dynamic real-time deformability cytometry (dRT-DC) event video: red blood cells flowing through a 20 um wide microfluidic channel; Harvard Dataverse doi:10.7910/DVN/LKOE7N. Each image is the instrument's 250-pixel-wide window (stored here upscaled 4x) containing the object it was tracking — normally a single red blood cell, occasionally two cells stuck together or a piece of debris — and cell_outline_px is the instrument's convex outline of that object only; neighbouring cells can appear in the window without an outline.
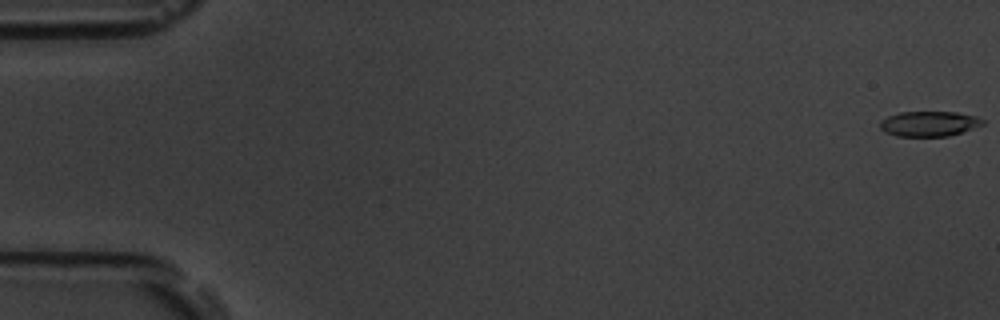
{"species": "common noctule bat (a hibernating species)", "species_latin": "Nyctalus noctula", "temperature_condition": "room temperature", "stored_images_in_passage": 57, "camera_frame_rate_fps": 3000, "um_per_image_px": 0.085, "animal": {"sex": "male", "body_mass_g": 19.5, "forearm_length_mm": 54.6}, "frame": {"image": 1, "passage_image": 1, "time_ms": 0.0, "image_size_px": [1000, 320], "cell_outline_px": [[984, 124], [948, 136], [896, 136], [880, 128], [880, 120], [888, 116], [900, 112], [956, 112], [976, 116], [984, 120]], "centroid_in_image_um": [78.96, 10.51], "position_along_channel_um": 6.0, "area_um2": 14.85}}
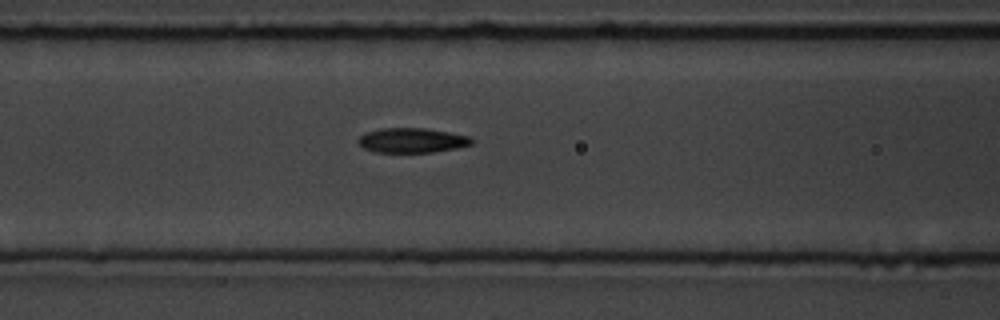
{"frame": {"image": 2, "passage_image": 24, "time_ms": 7.667, "image_size_px": [1000, 320], "cell_outline_px": [[476, 140], [472, 144], [456, 148], [432, 152], [376, 152], [364, 148], [360, 144], [360, 136], [364, 132], [380, 128], [424, 128], [472, 136]], "centroid_in_image_um": [35.07, 11.92], "position_along_channel_um": 131.5, "area_um2": 16.36}}
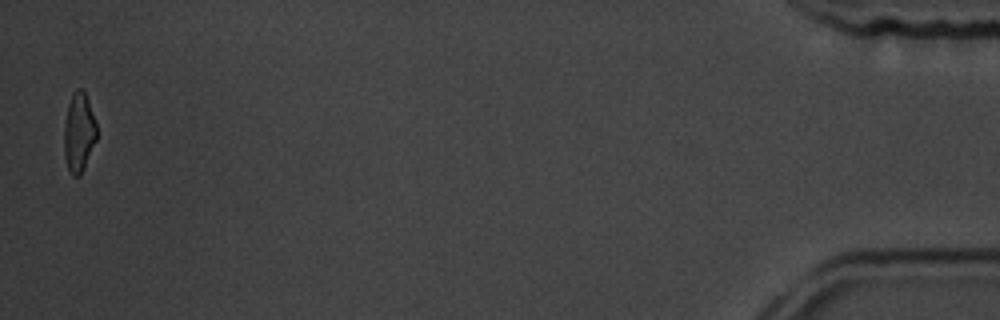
{"frame": {"image": 3, "passage_image": 56, "time_ms": 18.333, "image_size_px": [1000, 320], "cell_outline_px": [[96, 140], [84, 168], [80, 176], [72, 176], [68, 168], [64, 156], [64, 124], [68, 104], [72, 92], [76, 88], [84, 88], [96, 124]], "centroid_in_image_um": [6.69, 11.23], "position_along_channel_um": 428.5, "area_um2": 15.14}, "authors_computed_cell_mechanics": {"area_um2": 16.4152, "velocity_mm_per_s": 3.6713, "shape_relaxation_time_tau1_ms": 3.6282, "shape_relaxation_time_tau2_ms": 3.2678, "deformation_change_tau1": 0.1524, "deformation_change_tau2": 0.1012}}